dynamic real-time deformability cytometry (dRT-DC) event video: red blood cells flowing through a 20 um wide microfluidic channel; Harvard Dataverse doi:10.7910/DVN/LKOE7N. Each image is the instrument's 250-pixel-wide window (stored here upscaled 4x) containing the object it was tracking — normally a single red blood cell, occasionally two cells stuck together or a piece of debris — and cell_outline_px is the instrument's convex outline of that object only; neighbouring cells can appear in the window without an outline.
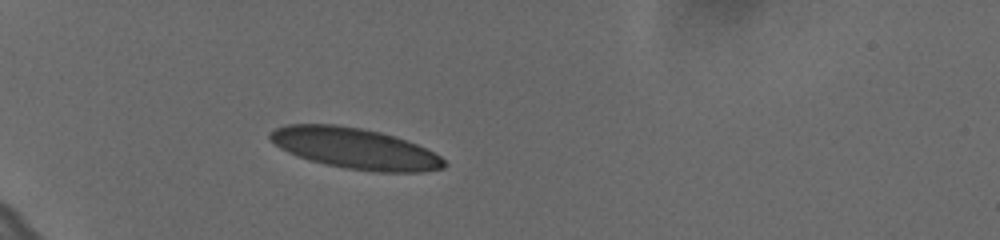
{"species": "human", "species_latin": "Homo sapiens", "temperature_condition": "cold", "stored_images_in_passage": 3, "camera_frame_rate_fps": 3000, "um_per_image_px": 0.085, "donor": {"sex": "female"}, "frame": {"image": 1, "passage_image": 1, "time_ms": 0.0, "image_size_px": [1000, 240], "cell_outline_px": [[448, 164], [444, 168], [424, 172], [376, 172], [344, 168], [324, 164], [308, 160], [296, 156], [280, 148], [268, 136], [268, 132], [276, 128], [288, 124], [336, 124], [360, 128], [380, 132], [416, 144], [440, 156]], "centroid_in_image_um": [30.15, 12.63], "position_along_channel_um": 54.8, "area_um2": 41.38}}
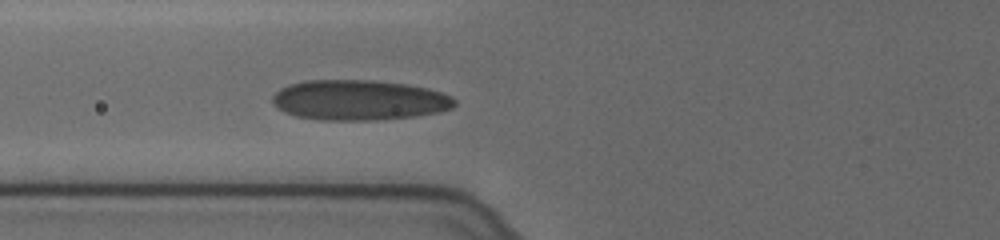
{"frame": {"image": 2, "passage_image": 3, "time_ms": 0.667, "image_size_px": [1000, 240], "cell_outline_px": [[456, 104], [452, 108], [440, 112], [416, 116], [376, 120], [320, 120], [296, 116], [284, 112], [272, 104], [272, 96], [280, 88], [288, 84], [304, 80], [372, 80], [408, 84], [428, 88], [452, 96], [456, 100]], "centroid_in_image_um": [30.52, 8.5], "position_along_channel_um": 95.3, "area_um2": 43.12}}